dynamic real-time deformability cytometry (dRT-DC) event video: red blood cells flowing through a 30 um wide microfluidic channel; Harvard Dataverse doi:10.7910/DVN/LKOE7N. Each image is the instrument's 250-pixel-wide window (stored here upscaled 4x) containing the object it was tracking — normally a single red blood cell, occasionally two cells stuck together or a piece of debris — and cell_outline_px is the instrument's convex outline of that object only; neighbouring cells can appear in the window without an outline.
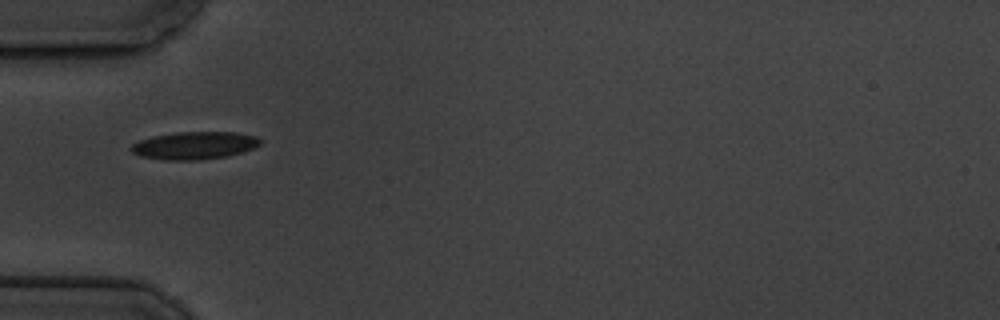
{"species": "common noctule bat (a hibernating species)", "species_latin": "Nyctalus noctula", "temperature_condition": "cold", "stored_images_in_passage": 8, "camera_frame_rate_fps": 3000, "um_per_image_px": 0.085, "animal": {"sex": "male", "body_mass_g": 19.5, "forearm_length_mm": 54.6}, "frame": {"image": 1, "passage_image": 1, "time_ms": 0.0, "image_size_px": [1000, 320], "cell_outline_px": [[260, 144], [244, 152], [228, 156], [196, 160], [164, 160], [140, 156], [132, 152], [128, 148], [132, 144], [140, 140], [152, 136], [176, 132], [236, 132], [256, 136], [260, 140]], "centroid_in_image_um": [16.5, 12.36], "position_along_channel_um": 68.5, "area_um2": 20.87}}
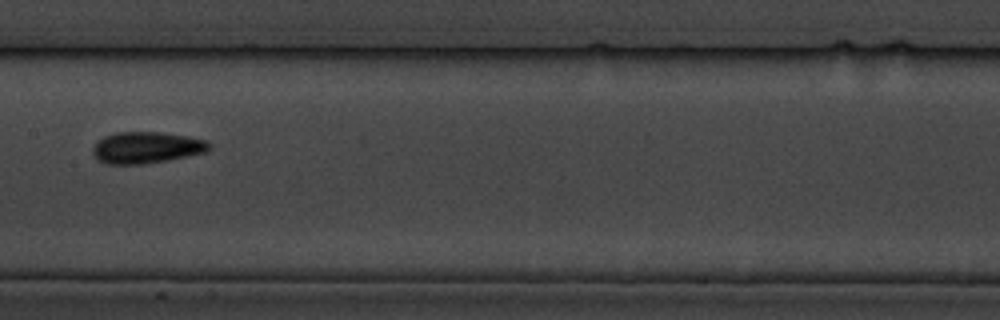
{"frame": {"image": 2, "passage_image": 4, "time_ms": 3.667, "image_size_px": [1000, 320], "cell_outline_px": [[212, 148], [208, 152], [164, 160], [140, 164], [104, 164], [92, 152], [92, 148], [104, 136], [116, 132], [160, 132], [188, 136], [208, 140], [212, 144]], "centroid_in_image_um": [12.5, 12.53], "position_along_channel_um": 194.9, "area_um2": 21.33}}
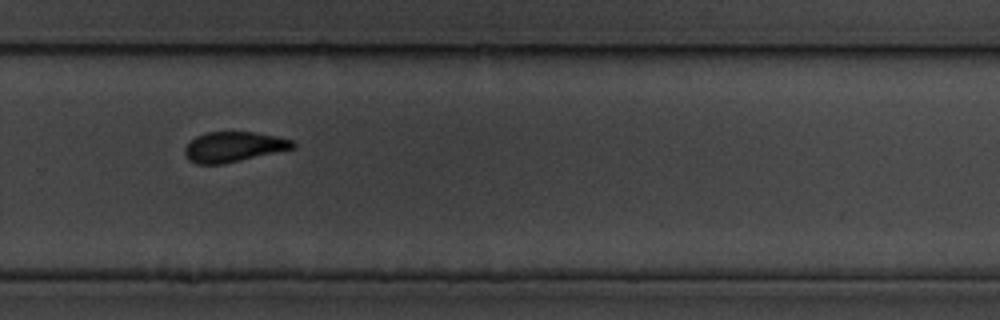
{"frame": {"image": 3, "passage_image": 7, "time_ms": 7.0, "image_size_px": [1000, 320], "cell_outline_px": [[296, 148], [224, 164], [196, 164], [188, 160], [184, 152], [184, 148], [196, 136], [208, 132], [256, 132], [276, 136], [292, 140], [296, 144]], "centroid_in_image_um": [19.87, 12.49], "position_along_channel_um": 309.9, "area_um2": 19.07}}